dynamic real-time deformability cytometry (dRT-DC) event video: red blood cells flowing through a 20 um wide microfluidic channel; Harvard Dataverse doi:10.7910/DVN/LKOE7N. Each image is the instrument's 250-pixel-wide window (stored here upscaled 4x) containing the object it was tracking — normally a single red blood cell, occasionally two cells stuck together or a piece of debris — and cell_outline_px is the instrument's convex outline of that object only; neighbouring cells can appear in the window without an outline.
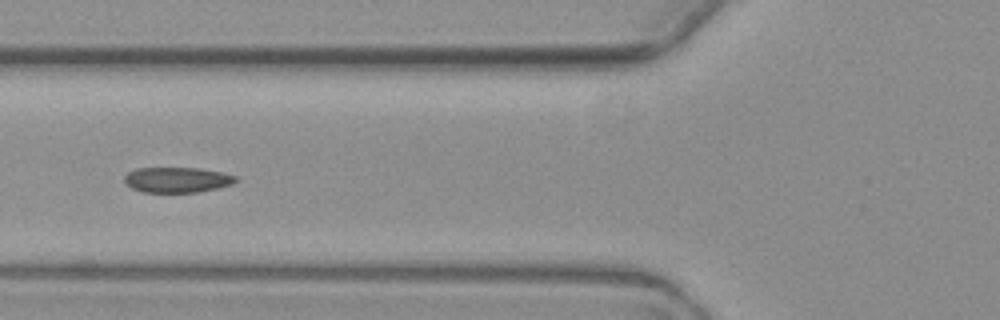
{"species": "common noctule bat (a hibernating species)", "species_latin": "Nyctalus noctula", "temperature_condition": "warm", "stored_images_in_passage": 7, "camera_frame_rate_fps": 3000, "um_per_image_px": 0.085, "animal": {"sex": "female", "body_mass_g": 19.3, "forearm_length_mm": 54.1}, "frame": {"image": 1, "passage_image": 5, "time_ms": 6.0, "image_size_px": [1000, 320], "cell_outline_px": [[236, 180], [232, 184], [200, 192], [144, 192], [132, 188], [124, 180], [124, 176], [128, 172], [136, 168], [200, 168], [224, 172], [236, 176]], "centroid_in_image_um": [15.06, 15.27], "position_along_channel_um": 110.7, "area_um2": 16.42}}
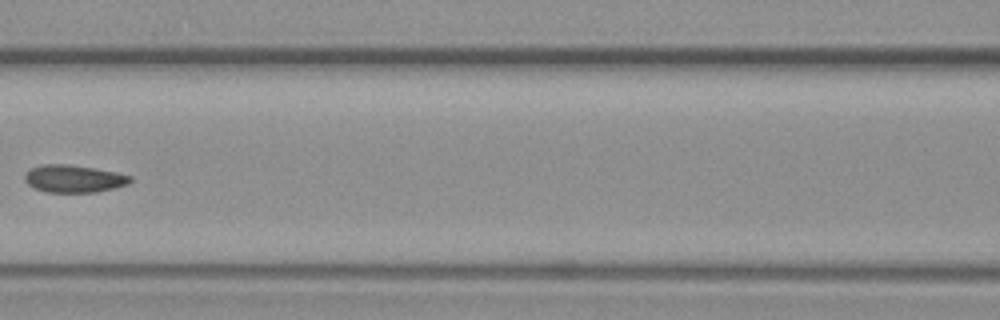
{"frame": {"image": 2, "passage_image": 6, "time_ms": 7.333, "image_size_px": [1000, 320], "cell_outline_px": [[132, 180], [128, 184], [116, 188], [96, 192], [44, 192], [28, 184], [24, 180], [24, 176], [32, 168], [40, 164], [68, 164], [116, 172], [132, 176]], "centroid_in_image_um": [6.29, 15.19], "position_along_channel_um": 160.3, "area_um2": 16.88}}
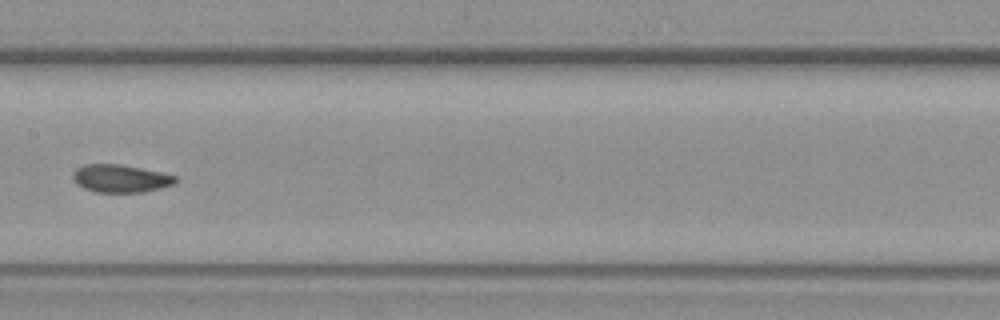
{"frame": {"image": 3, "passage_image": 7, "time_ms": 8.333, "image_size_px": [1000, 320], "cell_outline_px": [[176, 180], [172, 184], [160, 188], [144, 192], [96, 192], [84, 188], [76, 184], [72, 176], [76, 168], [84, 164], [120, 164], [160, 172], [176, 176]], "centroid_in_image_um": [10.2, 15.17], "position_along_channel_um": 197.2, "area_um2": 16.47}}